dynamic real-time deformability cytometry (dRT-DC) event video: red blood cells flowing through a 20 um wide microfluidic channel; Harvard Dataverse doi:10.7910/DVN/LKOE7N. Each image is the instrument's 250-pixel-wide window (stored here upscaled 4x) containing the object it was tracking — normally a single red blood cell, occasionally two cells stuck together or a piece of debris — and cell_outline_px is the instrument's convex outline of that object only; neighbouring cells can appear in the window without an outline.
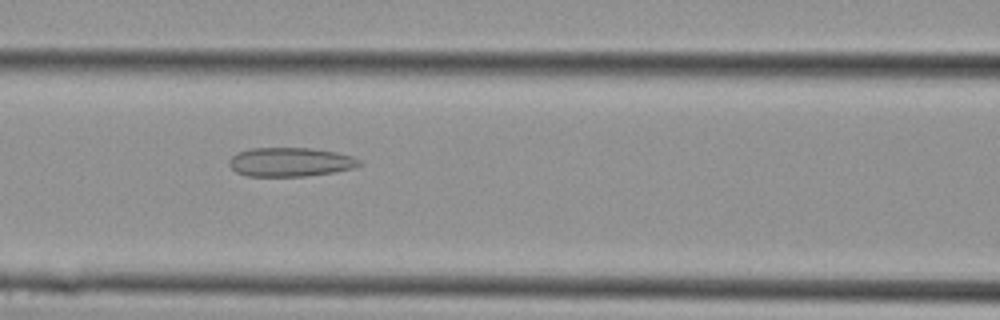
{"species": "Egyptian fruit bat (a non-hibernating species)", "species_latin": "Rousettus aegyptiacus", "temperature_condition": "cold", "stored_images_in_passage": 15, "camera_frame_rate_fps": 3000, "um_per_image_px": 0.085, "animal": {"sex": "female"}, "frame": {"image": 1, "passage_image": 8, "time_ms": 2.333, "image_size_px": [1000, 320], "cell_outline_px": [[360, 164], [352, 168], [332, 172], [304, 176], [248, 176], [236, 172], [228, 164], [228, 160], [236, 152], [252, 148], [312, 148], [336, 152], [352, 156], [360, 160]], "centroid_in_image_um": [24.63, 13.76], "position_along_channel_um": 142.0, "area_um2": 21.91}}
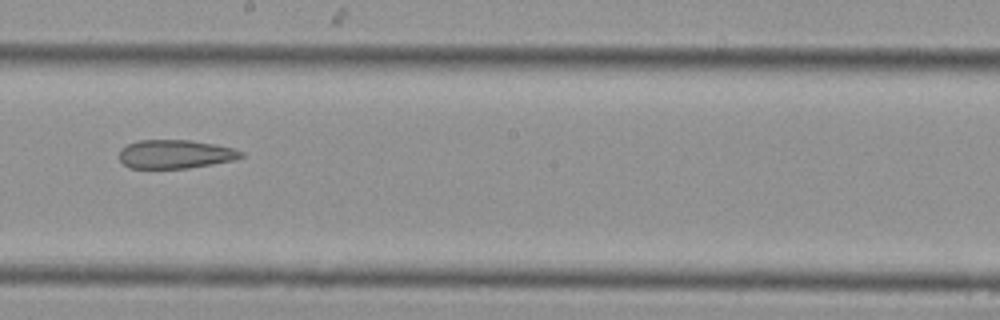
{"frame": {"image": 2, "passage_image": 12, "time_ms": 3.667, "image_size_px": [1000, 320], "cell_outline_px": [[244, 156], [232, 160], [212, 164], [188, 168], [128, 168], [120, 160], [120, 148], [128, 144], [140, 140], [192, 140], [236, 148], [244, 152]], "centroid_in_image_um": [14.92, 13.1], "position_along_channel_um": 233.3, "area_um2": 20.4}}
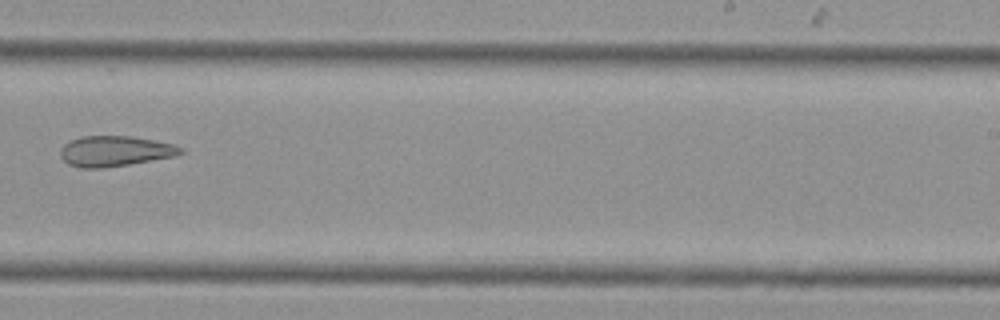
{"frame": {"image": 3, "passage_image": 14, "time_ms": 4.333, "image_size_px": [1000, 320], "cell_outline_px": [[184, 152], [176, 156], [128, 164], [100, 168], [84, 168], [68, 164], [60, 156], [60, 148], [64, 144], [80, 136], [132, 136], [172, 144], [184, 148]], "centroid_in_image_um": [9.76, 12.84], "position_along_channel_um": 279.2, "area_um2": 21.21}}